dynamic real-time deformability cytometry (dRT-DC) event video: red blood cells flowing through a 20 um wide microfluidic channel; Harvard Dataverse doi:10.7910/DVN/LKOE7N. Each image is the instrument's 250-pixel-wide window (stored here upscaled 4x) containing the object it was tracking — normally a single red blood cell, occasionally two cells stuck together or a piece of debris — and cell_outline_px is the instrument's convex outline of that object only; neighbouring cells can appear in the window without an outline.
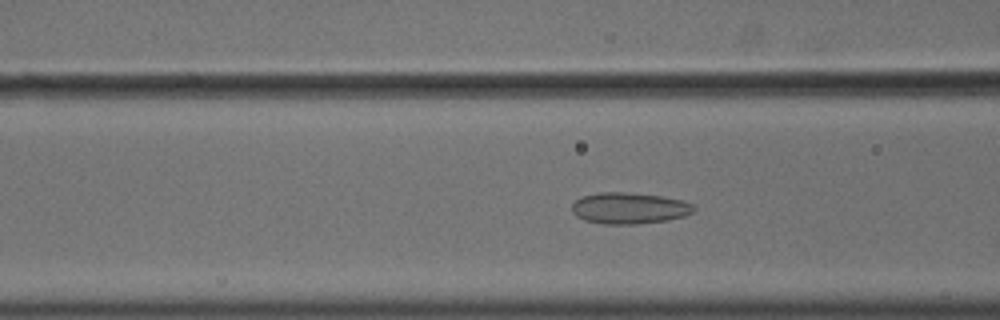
{"species": "common noctule bat (a hibernating species)", "species_latin": "Nyctalus noctula", "temperature_condition": "cold", "stored_images_in_passage": 56, "camera_frame_rate_fps": 3000, "um_per_image_px": 0.085, "animal": {"sex": "male", "body_mass_g": 18.8}, "frame": {"image": 1, "passage_image": 23, "time_ms": 7.333, "image_size_px": [1000, 320], "cell_outline_px": [[696, 208], [692, 212], [684, 216], [668, 220], [636, 224], [604, 224], [584, 220], [576, 216], [572, 212], [572, 204], [580, 196], [596, 192], [628, 192], [660, 196], [680, 200], [692, 204]], "centroid_in_image_um": [53.44, 17.69], "position_along_channel_um": 113.2, "area_um2": 22.31}}
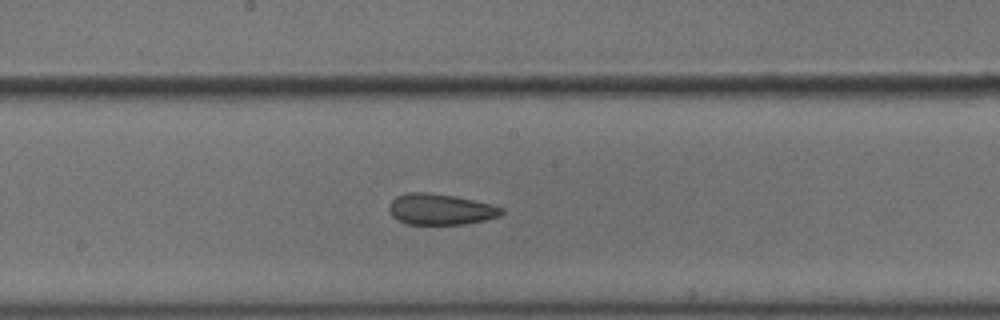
{"frame": {"image": 2, "passage_image": 31, "time_ms": 10.0, "image_size_px": [1000, 320], "cell_outline_px": [[504, 212], [500, 216], [468, 224], [408, 224], [392, 216], [388, 208], [388, 204], [396, 196], [408, 192], [428, 192], [456, 196], [492, 204], [504, 208]], "centroid_in_image_um": [37.46, 17.78], "position_along_channel_um": 210.7, "area_um2": 20.46}}
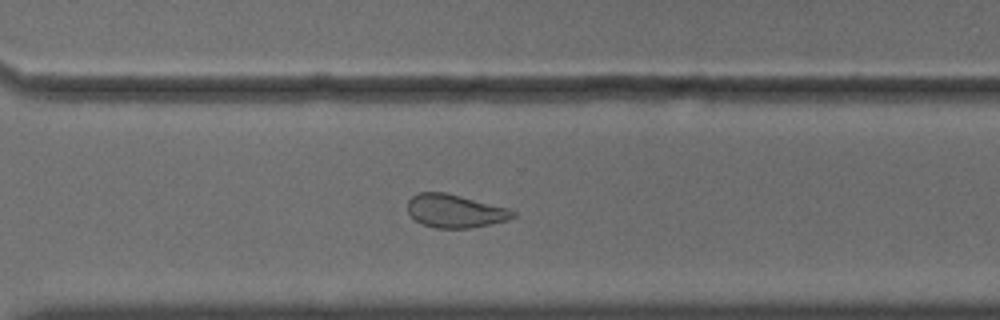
{"frame": {"image": 3, "passage_image": 41, "time_ms": 13.333, "image_size_px": [1000, 320], "cell_outline_px": [[516, 216], [508, 220], [468, 228], [436, 228], [420, 224], [408, 212], [408, 200], [412, 196], [420, 192], [444, 192], [508, 208], [516, 212]], "centroid_in_image_um": [38.66, 17.94], "position_along_channel_um": 331.9, "area_um2": 20.23}, "authors_computed_cell_mechanics": {"area_um2": 23.4668, "velocity_mm_per_s": 3.6438, "shape_relaxation_time_tau1_ms": null, "shape_relaxation_time_tau2_ms": 1.7275, "deformation_change_tau1": null, "deformation_change_tau2": 0.074}}